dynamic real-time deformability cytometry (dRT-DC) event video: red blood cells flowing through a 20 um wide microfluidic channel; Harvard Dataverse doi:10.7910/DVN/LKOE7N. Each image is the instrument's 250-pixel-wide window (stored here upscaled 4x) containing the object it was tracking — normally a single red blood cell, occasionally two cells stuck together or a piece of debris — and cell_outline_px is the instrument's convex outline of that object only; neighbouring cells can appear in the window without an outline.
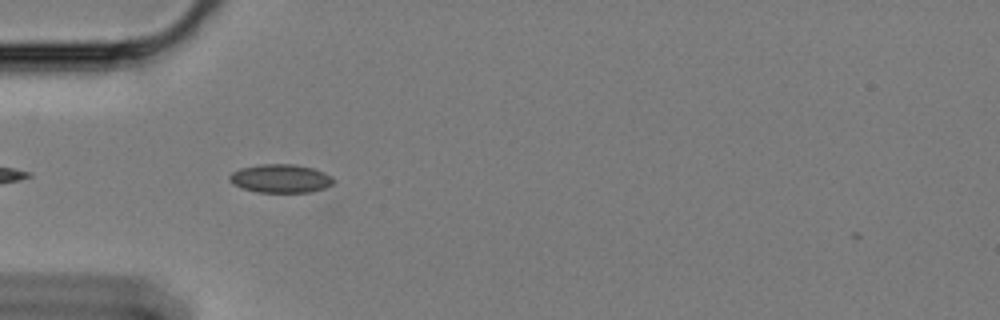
{"species": "Egyptian fruit bat (a non-hibernating species)", "species_latin": "Rousettus aegyptiacus", "temperature_condition": "cold", "stored_images_in_passage": 46, "camera_frame_rate_fps": 3000, "um_per_image_px": 0.085, "animal": {"sex": "female"}, "frame": {"image": 1, "passage_image": 5, "time_ms": 1.333, "image_size_px": [1000, 320], "cell_outline_px": [[336, 180], [332, 184], [324, 188], [308, 192], [256, 192], [232, 184], [228, 180], [228, 176], [232, 172], [240, 168], [260, 164], [296, 164], [312, 168], [324, 172], [332, 176]], "centroid_in_image_um": [23.84, 15.16], "position_along_channel_um": 61.2, "area_um2": 17.34}}
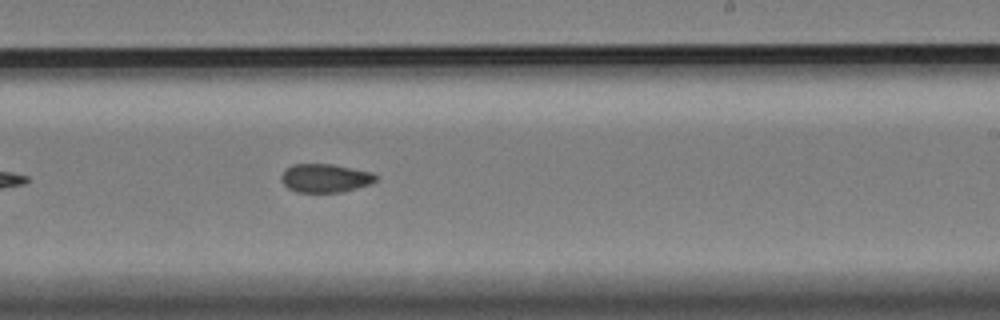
{"frame": {"image": 2, "passage_image": 23, "time_ms": 7.333, "image_size_px": [1000, 320], "cell_outline_px": [[376, 180], [368, 184], [356, 188], [340, 192], [296, 192], [288, 188], [280, 180], [280, 176], [284, 168], [292, 164], [332, 164], [372, 172], [376, 176]], "centroid_in_image_um": [27.57, 15.13], "position_along_channel_um": 261.4, "area_um2": 15.72}}
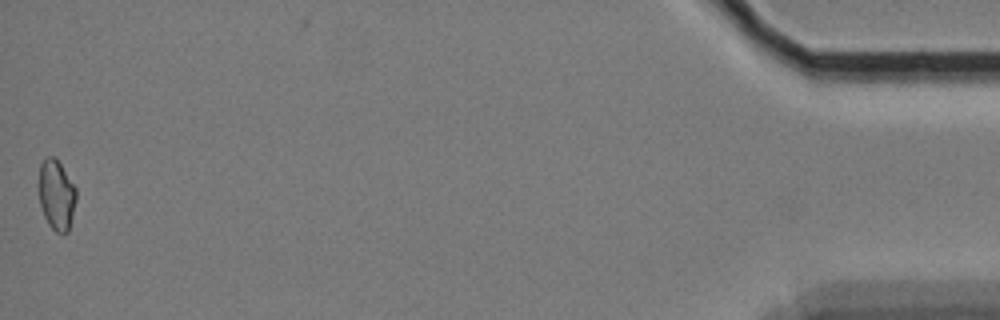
{"frame": {"image": 3, "passage_image": 46, "time_ms": 15.0, "image_size_px": [1000, 320], "cell_outline_px": [[76, 200], [68, 232], [56, 232], [48, 224], [44, 216], [40, 204], [40, 164], [44, 156], [56, 156], [76, 188]], "centroid_in_image_um": [4.81, 16.52], "position_along_channel_um": 430.4, "area_um2": 15.2}, "authors_computed_cell_mechanics": {"area_um2": 16.1551, "velocity_mm_per_s": 3.3693, "shape_relaxation_time_tau1_ms": null, "shape_relaxation_time_tau2_ms": 8.0684, "deformation_change_tau1": null, "deformation_change_tau2": 0.104}}